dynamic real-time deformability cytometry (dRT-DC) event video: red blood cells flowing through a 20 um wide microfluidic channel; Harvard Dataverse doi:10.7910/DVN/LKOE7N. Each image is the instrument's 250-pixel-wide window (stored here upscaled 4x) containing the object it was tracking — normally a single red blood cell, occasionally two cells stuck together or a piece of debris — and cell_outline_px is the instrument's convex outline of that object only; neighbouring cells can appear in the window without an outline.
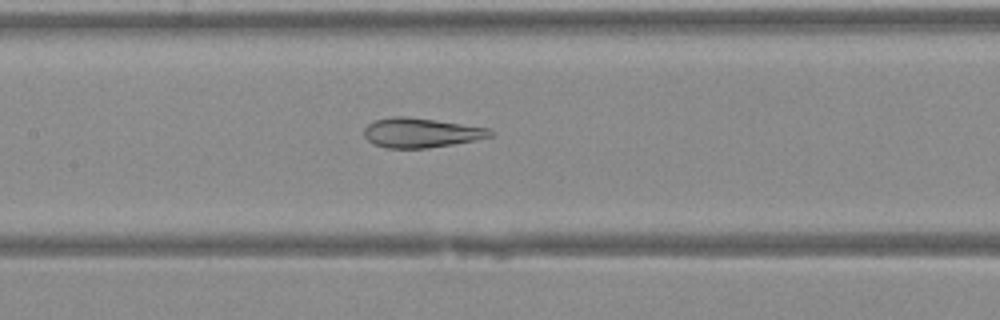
{"species": "Egyptian fruit bat (a non-hibernating species)", "species_latin": "Rousettus aegyptiacus", "temperature_condition": "warm", "stored_images_in_passage": 27, "camera_frame_rate_fps": 3000, "um_per_image_px": 0.085, "animal": {"sex": "female"}, "frame": {"image": 1, "passage_image": 8, "time_ms": 2.333, "image_size_px": [1000, 320], "cell_outline_px": [[492, 136], [452, 144], [428, 148], [384, 148], [372, 144], [364, 136], [364, 128], [368, 124], [376, 120], [392, 116], [408, 116], [492, 128]], "centroid_in_image_um": [35.75, 11.28], "position_along_channel_um": 171.6, "area_um2": 21.79}}
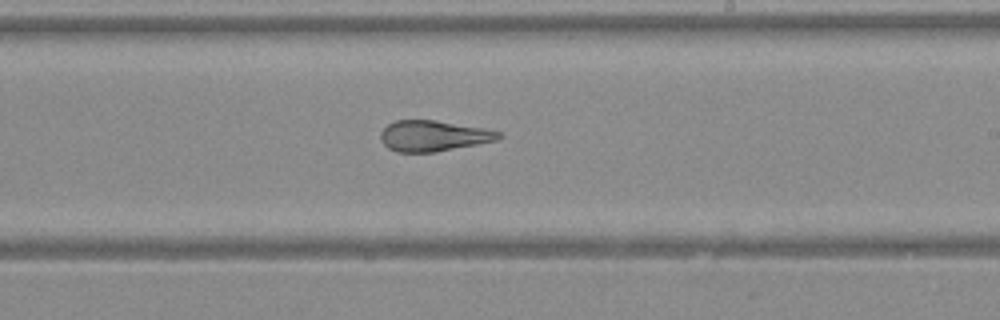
{"frame": {"image": 2, "passage_image": 13, "time_ms": 4.0, "image_size_px": [1000, 320], "cell_outline_px": [[504, 136], [500, 140], [436, 152], [396, 152], [388, 148], [384, 144], [380, 136], [380, 132], [388, 124], [396, 120], [436, 120], [484, 128], [500, 132]], "centroid_in_image_um": [36.87, 11.55], "position_along_channel_um": 252.1, "area_um2": 21.33}}
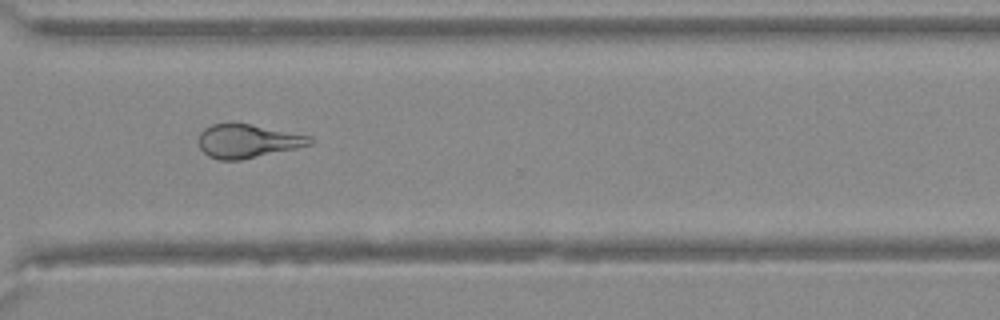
{"frame": {"image": 3, "passage_image": 19, "time_ms": 6.0, "image_size_px": [1000, 320], "cell_outline_px": [[312, 144], [296, 148], [240, 160], [220, 160], [208, 156], [200, 148], [196, 140], [200, 132], [204, 128], [212, 124], [232, 120], [312, 136]], "centroid_in_image_um": [20.99, 11.95], "position_along_channel_um": 349.6, "area_um2": 22.37}}